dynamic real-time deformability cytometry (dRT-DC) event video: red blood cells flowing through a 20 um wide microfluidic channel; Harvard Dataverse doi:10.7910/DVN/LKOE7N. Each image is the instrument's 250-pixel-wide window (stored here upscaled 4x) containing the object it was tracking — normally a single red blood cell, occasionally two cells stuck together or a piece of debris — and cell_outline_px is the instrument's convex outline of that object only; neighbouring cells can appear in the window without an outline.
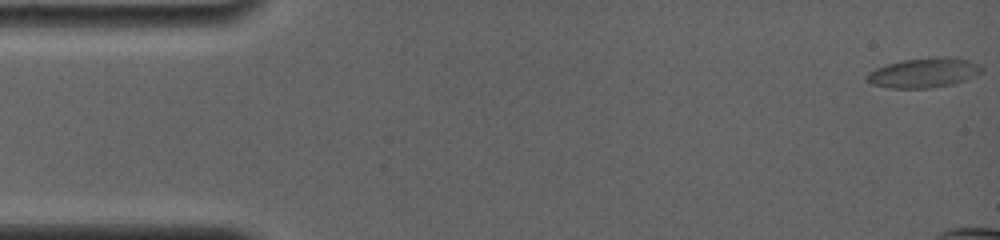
{"species": "common noctule bat (a hibernating species)", "species_latin": "Nyctalus noctula", "temperature_condition": "room temperature", "stored_images_in_passage": 11, "camera_frame_rate_fps": 4000, "um_per_image_px": 0.085, "animal": {"sex": "female", "body_mass_g": 19.0, "forearm_length_mm": 56.7}, "frame": {"image": 1, "passage_image": 1, "time_ms": 0.0, "image_size_px": [1000, 240], "cell_outline_px": [[984, 68], [980, 72], [964, 80], [952, 84], [928, 88], [888, 88], [872, 84], [864, 76], [868, 72], [876, 68], [888, 64], [904, 60], [936, 56], [956, 56], [980, 64]], "centroid_in_image_um": [78.53, 6.17], "position_along_channel_um": 6.5, "area_um2": 19.94}}